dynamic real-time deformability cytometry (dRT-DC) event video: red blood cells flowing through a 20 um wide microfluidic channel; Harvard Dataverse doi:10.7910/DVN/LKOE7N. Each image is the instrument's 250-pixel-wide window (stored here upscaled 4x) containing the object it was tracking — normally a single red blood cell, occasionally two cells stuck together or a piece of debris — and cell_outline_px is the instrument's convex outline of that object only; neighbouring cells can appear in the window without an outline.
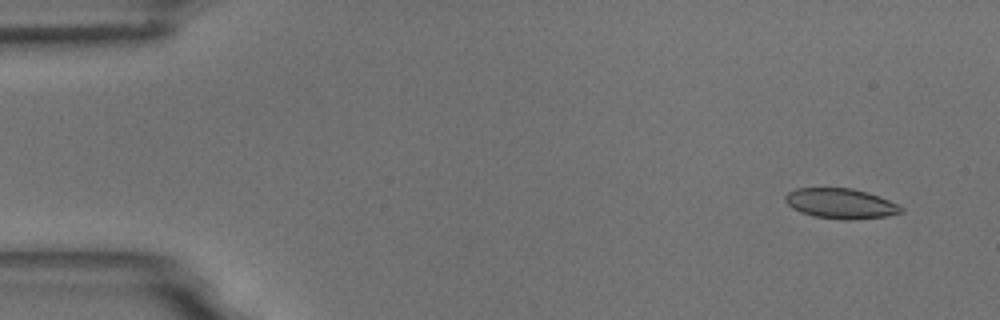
{"species": "common noctule bat (a hibernating species)", "species_latin": "Nyctalus noctula", "temperature_condition": "room temperature", "stored_images_in_passage": 6, "camera_frame_rate_fps": 3000, "um_per_image_px": 0.085, "animal": {"sex": "male", "body_mass_g": 18.8}, "frame": {"image": 1, "passage_image": 1, "time_ms": 0.0, "image_size_px": [1000, 320], "cell_outline_px": [[904, 212], [888, 216], [852, 220], [840, 220], [812, 216], [800, 212], [792, 208], [784, 200], [784, 196], [788, 192], [796, 188], [852, 188], [868, 192], [880, 196], [904, 208]], "centroid_in_image_um": [71.46, 17.31], "position_along_channel_um": 13.5, "area_um2": 20.63}}
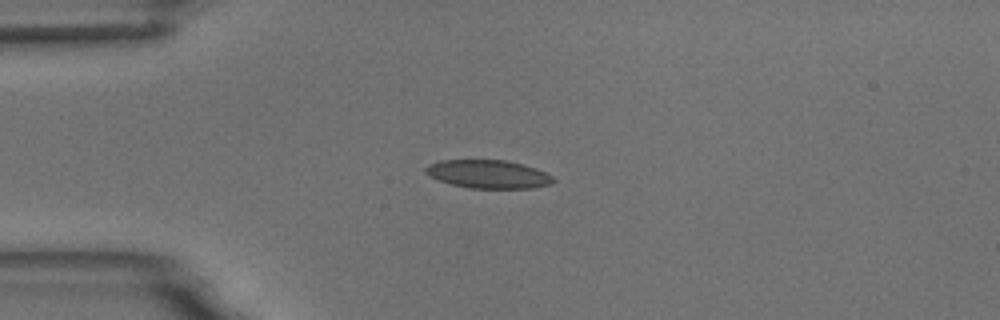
{"frame": {"image": 2, "passage_image": 4, "time_ms": 3.333, "image_size_px": [1000, 320], "cell_outline_px": [[556, 180], [548, 184], [532, 188], [472, 188], [452, 184], [428, 176], [424, 172], [424, 168], [428, 164], [440, 160], [504, 160], [536, 168], [552, 176]], "centroid_in_image_um": [41.46, 14.8], "position_along_channel_um": 43.5, "area_um2": 20.87}}